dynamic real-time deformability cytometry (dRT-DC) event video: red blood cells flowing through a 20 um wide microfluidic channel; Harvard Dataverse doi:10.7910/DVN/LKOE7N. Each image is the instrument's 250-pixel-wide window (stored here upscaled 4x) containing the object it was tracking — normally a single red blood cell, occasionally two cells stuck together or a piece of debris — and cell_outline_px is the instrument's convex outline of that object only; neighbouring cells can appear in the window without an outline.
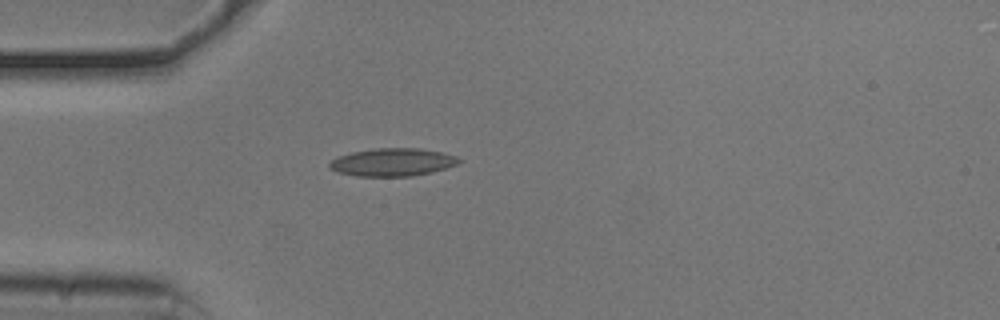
{"species": "common noctule bat (a hibernating species)", "species_latin": "Nyctalus noctula", "temperature_condition": "cold", "stored_images_in_passage": 39, "camera_frame_rate_fps": 3000, "um_per_image_px": 0.085, "animal": {"sex": "male", "body_mass_g": 20.5, "forearm_length_mm": 52.5}, "frame": {"image": 1, "passage_image": 1, "time_ms": 0.0, "image_size_px": [1000, 320], "cell_outline_px": [[464, 160], [456, 164], [432, 172], [412, 176], [356, 176], [340, 172], [328, 168], [328, 164], [332, 160], [340, 156], [352, 152], [372, 148], [420, 148], [444, 152], [456, 156]], "centroid_in_image_um": [33.39, 13.77], "position_along_channel_um": 51.6, "area_um2": 21.04}}
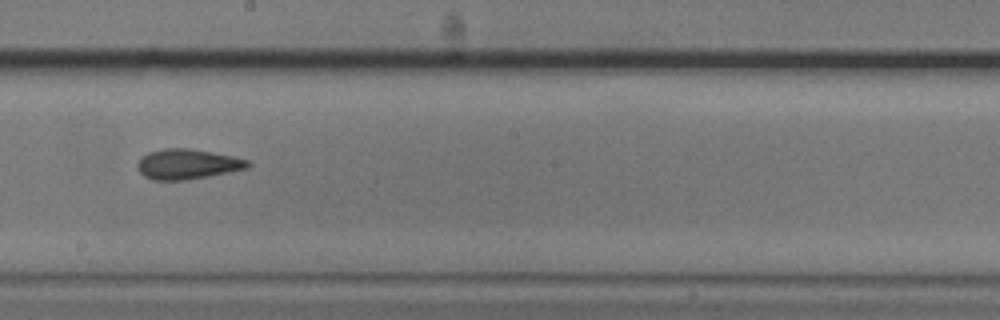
{"frame": {"image": 2, "passage_image": 16, "time_ms": 5.0, "image_size_px": [1000, 320], "cell_outline_px": [[252, 164], [248, 168], [208, 176], [184, 180], [152, 180], [144, 176], [136, 168], [136, 164], [140, 156], [148, 152], [164, 148], [188, 148], [212, 152], [252, 160]], "centroid_in_image_um": [15.91, 13.94], "position_along_channel_um": 232.3, "area_um2": 19.59}}
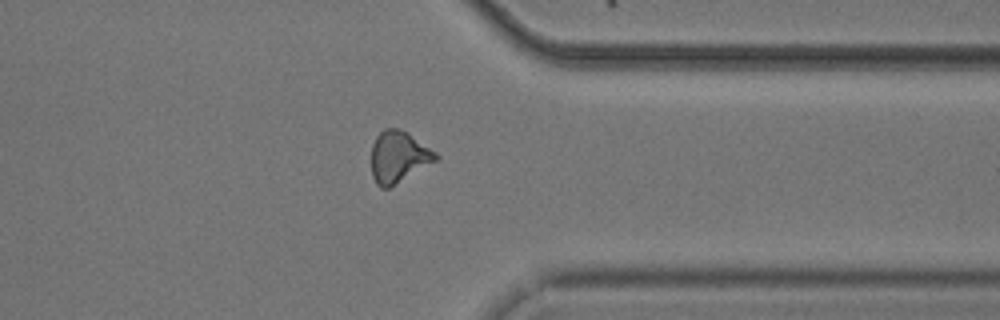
{"frame": {"image": 3, "passage_image": 28, "time_ms": 9.0, "image_size_px": [1000, 320], "cell_outline_px": [[440, 156], [436, 160], [388, 188], [380, 188], [376, 184], [372, 176], [372, 144], [376, 136], [384, 128], [400, 128], [408, 132], [436, 152]], "centroid_in_image_um": [33.85, 13.3], "position_along_channel_um": 377.5, "area_um2": 19.19}, "authors_computed_cell_mechanics": {"area_um2": 19.074, "velocity_mm_per_s": 3.7679, "shape_relaxation_time_tau1_ms": 4.5451, "shape_relaxation_time_tau2_ms": 1.5136, "deformation_change_tau1": 0.1446, "deformation_change_tau2": 0.0953}}